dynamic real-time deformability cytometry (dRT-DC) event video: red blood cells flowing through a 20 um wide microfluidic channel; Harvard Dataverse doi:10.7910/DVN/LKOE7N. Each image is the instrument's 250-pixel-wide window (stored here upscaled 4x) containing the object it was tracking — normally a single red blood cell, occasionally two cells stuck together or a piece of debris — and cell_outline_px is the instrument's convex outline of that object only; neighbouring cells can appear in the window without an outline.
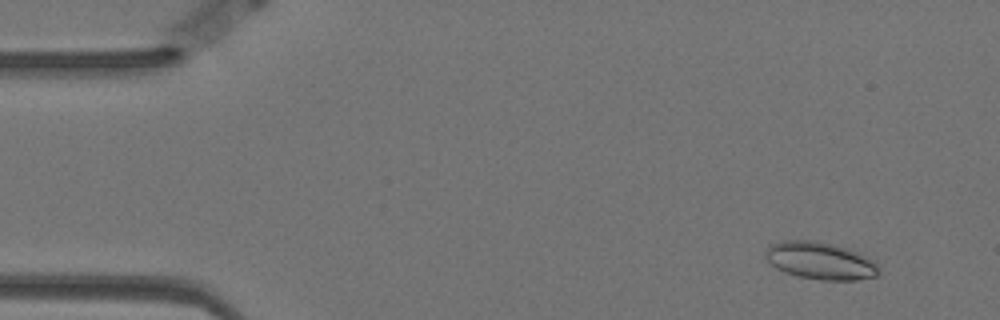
{"species": "Egyptian fruit bat (a non-hibernating species)", "species_latin": "Rousettus aegyptiacus", "temperature_condition": "warm", "stored_images_in_passage": 59, "camera_frame_rate_fps": 3000, "um_per_image_px": 0.085, "animal": {"sex": "female"}, "frame": {"image": 1, "passage_image": 5, "time_ms": 1.333, "image_size_px": [1000, 320], "cell_outline_px": [[880, 272], [876, 276], [856, 280], [820, 280], [800, 276], [784, 272], [776, 268], [764, 256], [764, 252], [768, 244], [784, 240], [812, 240], [844, 248], [856, 252], [876, 264]], "centroid_in_image_um": [69.64, 22.17], "position_along_channel_um": 15.4, "area_um2": 24.28}}
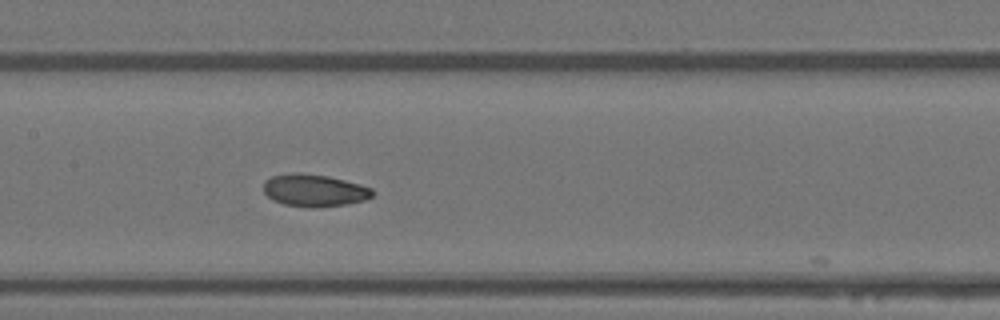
{"frame": {"image": 2, "passage_image": 28, "time_ms": 9.0, "image_size_px": [1000, 320], "cell_outline_px": [[376, 192], [372, 196], [364, 200], [344, 204], [284, 204], [272, 200], [264, 192], [264, 180], [272, 176], [296, 172], [328, 176], [360, 184], [372, 188]], "centroid_in_image_um": [26.72, 16.12], "position_along_channel_um": 180.7, "area_um2": 19.59}}
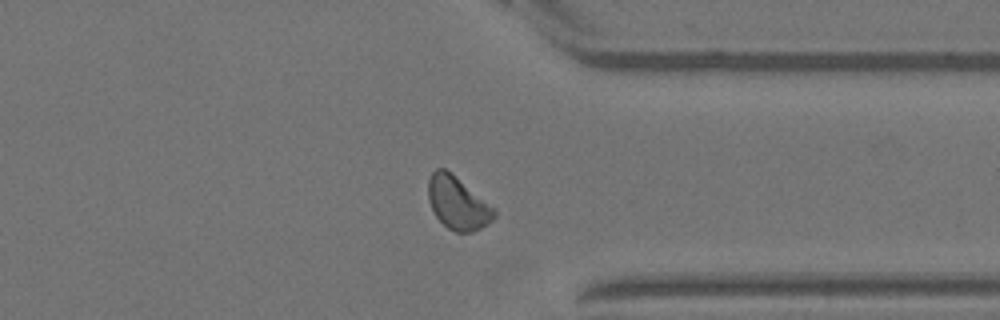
{"frame": {"image": 3, "passage_image": 45, "time_ms": 14.667, "image_size_px": [1000, 320], "cell_outline_px": [[496, 216], [492, 220], [480, 228], [472, 232], [456, 232], [448, 228], [436, 216], [428, 200], [428, 180], [432, 172], [436, 168], [444, 168], [452, 172], [496, 208]], "centroid_in_image_um": [38.91, 17.23], "position_along_channel_um": 372.5, "area_um2": 20.46}, "authors_computed_cell_mechanics": {"area_um2": 20.6346, "velocity_mm_per_s": 3.4653, "shape_relaxation_time_tau1_ms": 5.7872, "shape_relaxation_time_tau2_ms": 2.8172, "deformation_change_tau1": 0.1346, "deformation_change_tau2": 0.0632}}